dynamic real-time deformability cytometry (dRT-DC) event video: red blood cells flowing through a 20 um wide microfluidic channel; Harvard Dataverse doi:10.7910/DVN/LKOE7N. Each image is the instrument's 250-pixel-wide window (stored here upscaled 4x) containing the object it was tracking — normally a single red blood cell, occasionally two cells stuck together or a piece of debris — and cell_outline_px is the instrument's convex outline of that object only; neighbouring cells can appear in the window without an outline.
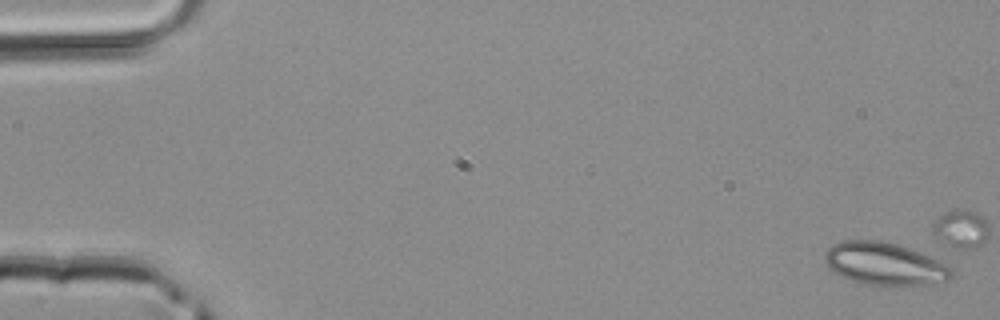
{"species": "common noctule bat (a hibernating species)", "species_latin": "Nyctalus noctula", "temperature_condition": "room temperature", "stored_images_in_passage": 4, "camera_frame_rate_fps": 3000, "um_per_image_px": 0.085, "animal": {"sex": "male", "body_mass_g": 20.4}, "frame": {"image": 1, "passage_image": 1, "time_ms": 0.0, "image_size_px": [1000, 320], "cell_outline_px": [[952, 280], [928, 284], [864, 284], [840, 276], [828, 268], [824, 260], [824, 252], [832, 244], [844, 240], [880, 240], [900, 244], [920, 252], [952, 268]], "centroid_in_image_um": [75.15, 22.4], "position_along_channel_um": 9.9, "area_um2": 31.33}}